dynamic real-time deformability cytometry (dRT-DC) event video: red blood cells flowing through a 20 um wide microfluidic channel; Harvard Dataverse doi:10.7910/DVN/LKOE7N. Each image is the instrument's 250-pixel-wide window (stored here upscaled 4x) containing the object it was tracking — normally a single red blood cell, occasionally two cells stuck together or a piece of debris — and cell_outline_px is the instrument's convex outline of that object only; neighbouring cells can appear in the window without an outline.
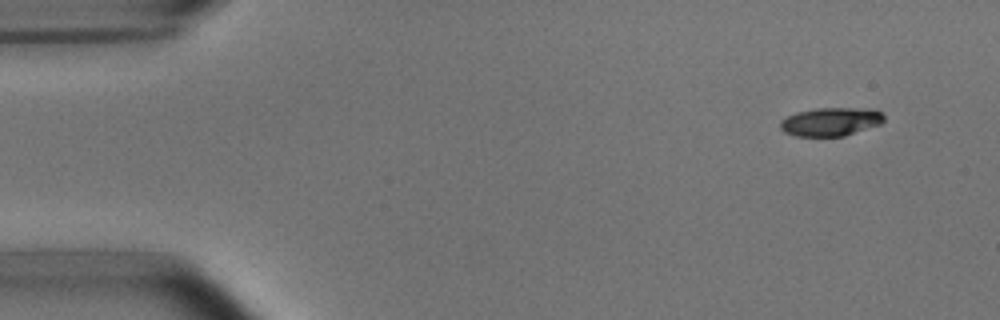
{"species": "common noctule bat (a hibernating species)", "species_latin": "Nyctalus noctula", "temperature_condition": "room temperature", "stored_images_in_passage": 6, "camera_frame_rate_fps": 3000, "um_per_image_px": 0.085, "animal": {"sex": "male", "body_mass_g": 15.6}, "frame": {"image": 1, "passage_image": 2, "time_ms": 1.333, "image_size_px": [1000, 320], "cell_outline_px": [[884, 120], [880, 124], [844, 136], [796, 136], [784, 132], [780, 128], [780, 120], [796, 112], [816, 108], [876, 108], [884, 116]], "centroid_in_image_um": [70.62, 10.33], "position_along_channel_um": 14.4, "area_um2": 17.28}}
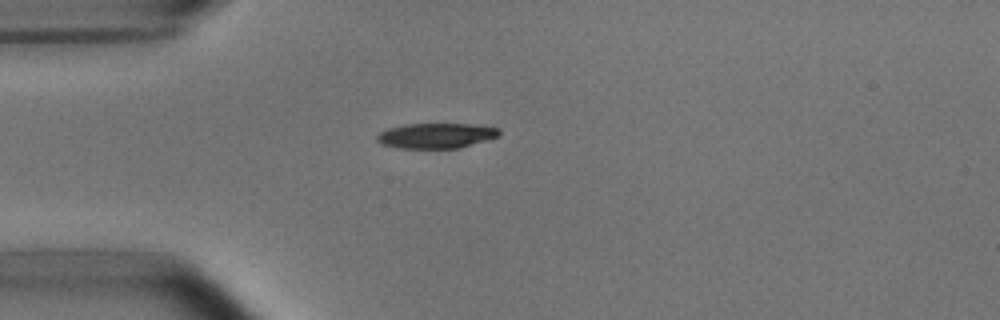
{"frame": {"image": 2, "passage_image": 5, "time_ms": 4.667, "image_size_px": [1000, 320], "cell_outline_px": [[500, 136], [488, 140], [460, 148], [396, 148], [384, 144], [376, 140], [376, 136], [380, 132], [388, 128], [404, 124], [468, 124], [500, 128]], "centroid_in_image_um": [37.09, 11.53], "position_along_channel_um": 47.9, "area_um2": 17.98}}